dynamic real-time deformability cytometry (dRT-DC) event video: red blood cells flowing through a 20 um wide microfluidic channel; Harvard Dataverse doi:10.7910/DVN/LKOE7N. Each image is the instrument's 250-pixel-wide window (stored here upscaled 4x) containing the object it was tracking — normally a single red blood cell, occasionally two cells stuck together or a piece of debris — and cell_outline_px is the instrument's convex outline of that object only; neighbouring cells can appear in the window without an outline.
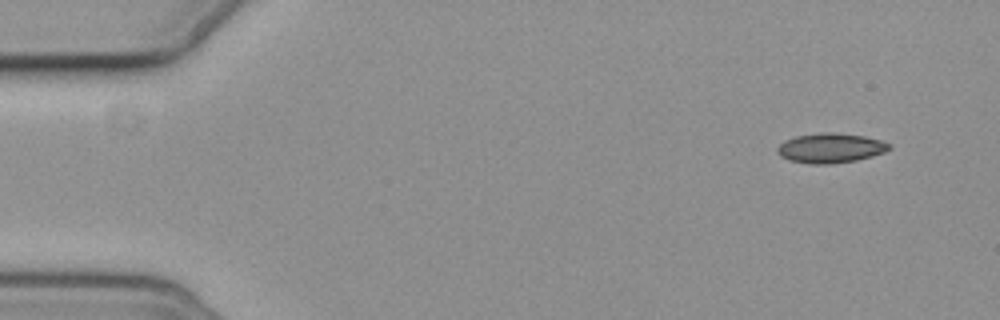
{"species": "common noctule bat (a hibernating species)", "species_latin": "Nyctalus noctula", "temperature_condition": "cold", "stored_images_in_passage": 3, "camera_frame_rate_fps": 3000, "um_per_image_px": 0.085, "animal": {"sex": "female", "body_mass_g": 19.3, "forearm_length_mm": 54.1}, "frame": {"image": 1, "passage_image": 1, "time_ms": 0.0, "image_size_px": [1000, 320], "cell_outline_px": [[892, 148], [884, 152], [872, 156], [856, 160], [832, 164], [808, 164], [788, 160], [780, 156], [776, 152], [776, 148], [784, 140], [796, 136], [820, 132], [832, 132], [864, 136], [880, 140], [892, 144]], "centroid_in_image_um": [70.57, 12.59], "position_along_channel_um": 14.4, "area_um2": 19.59}}